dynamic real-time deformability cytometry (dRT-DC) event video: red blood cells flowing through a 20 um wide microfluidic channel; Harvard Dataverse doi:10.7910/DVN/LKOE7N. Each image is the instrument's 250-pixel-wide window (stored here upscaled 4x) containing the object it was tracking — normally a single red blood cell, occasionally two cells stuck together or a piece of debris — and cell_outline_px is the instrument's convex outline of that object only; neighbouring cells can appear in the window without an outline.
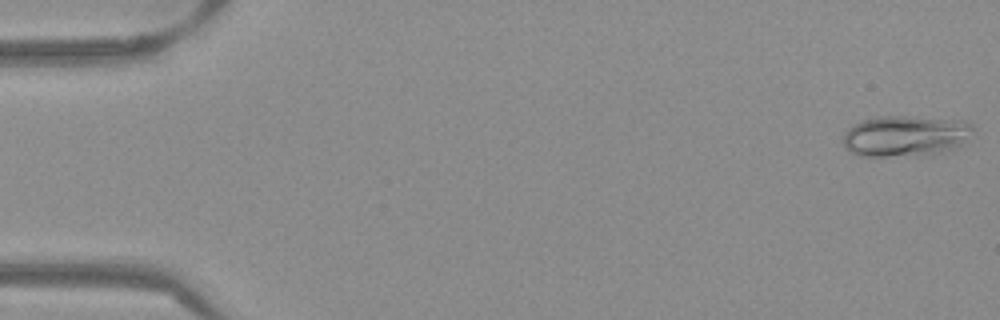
{"species": "Egyptian fruit bat (a non-hibernating species)", "species_latin": "Rousettus aegyptiacus", "temperature_condition": "warm", "stored_images_in_passage": 52, "camera_frame_rate_fps": 3000, "um_per_image_px": 0.085, "frame": {"image": 1, "passage_image": 1, "time_ms": 0.0, "image_size_px": [1000, 320], "cell_outline_px": [[972, 128], [960, 144], [932, 156], [860, 156], [852, 152], [844, 144], [844, 132], [852, 124], [860, 120], [880, 116], [904, 116], [964, 120], [972, 124]], "centroid_in_image_um": [76.91, 11.55], "position_along_channel_um": 8.1, "area_um2": 30.92}}
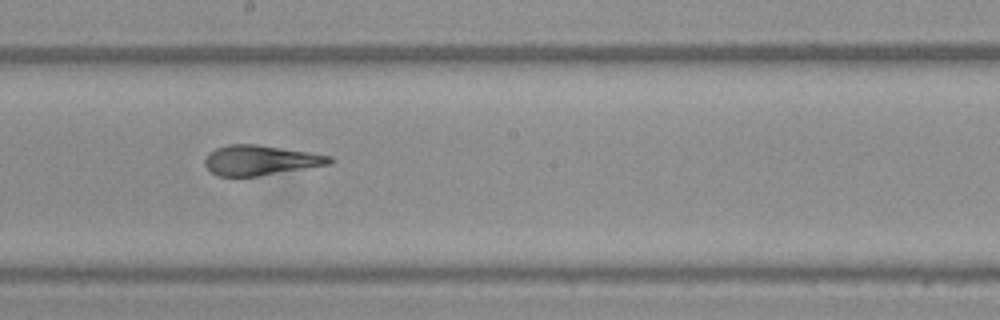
{"frame": {"image": 2, "passage_image": 29, "time_ms": 9.333, "image_size_px": [1000, 320], "cell_outline_px": [[336, 160], [328, 164], [256, 176], [216, 176], [204, 164], [204, 160], [208, 152], [216, 148], [228, 144], [256, 144], [308, 152], [332, 156]], "centroid_in_image_um": [22.09, 13.61], "position_along_channel_um": 226.1, "area_um2": 21.56}}
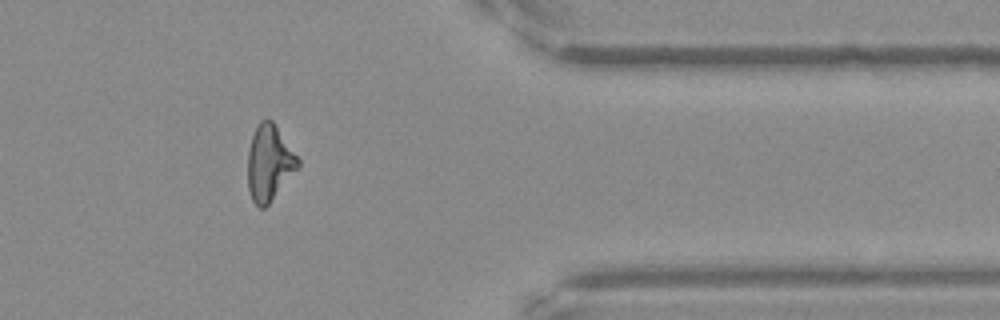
{"frame": {"image": 3, "passage_image": 43, "time_ms": 14.0, "image_size_px": [1000, 320], "cell_outline_px": [[300, 164], [268, 204], [264, 208], [260, 208], [252, 200], [248, 188], [248, 152], [252, 136], [260, 120], [272, 120], [300, 160]], "centroid_in_image_um": [22.87, 13.84], "position_along_channel_um": 388.5, "area_um2": 21.62}, "authors_computed_cell_mechanics": {"area_um2": 22.8599, "velocity_mm_per_s": 3.8801, "shape_relaxation_time_tau1_ms": 4.4775, "shape_relaxation_time_tau2_ms": 0.6534, "deformation_change_tau1": 0.2057, "deformation_change_tau2": 0.0881}}